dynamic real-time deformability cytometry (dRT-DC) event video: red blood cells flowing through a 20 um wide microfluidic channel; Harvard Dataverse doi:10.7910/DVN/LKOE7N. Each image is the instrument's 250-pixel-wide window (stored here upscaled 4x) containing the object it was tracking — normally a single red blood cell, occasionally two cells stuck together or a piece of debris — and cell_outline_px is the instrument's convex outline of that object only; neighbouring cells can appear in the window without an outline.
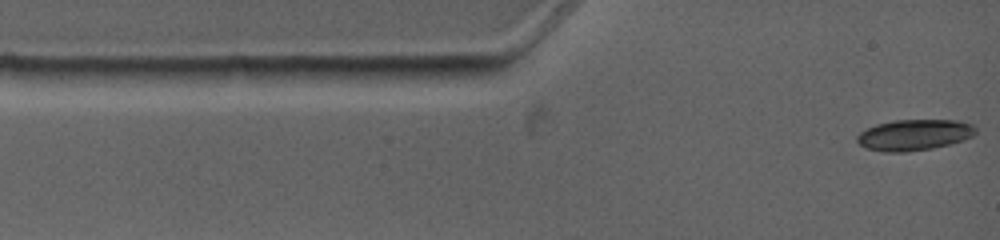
{"species": "common noctule bat (a hibernating species)", "species_latin": "Nyctalus noctula", "temperature_condition": "warm", "stored_images_in_passage": 6, "camera_frame_rate_fps": 4500, "um_per_image_px": 0.085, "animal": {"sex": "female", "body_mass_g": 19.0, "forearm_length_mm": 53.3}, "frame": {"image": 1, "passage_image": 1, "time_ms": 0.0, "image_size_px": [1000, 240], "cell_outline_px": [[976, 132], [972, 136], [948, 144], [932, 148], [904, 152], [884, 152], [868, 148], [860, 144], [856, 140], [856, 136], [860, 132], [876, 124], [896, 120], [960, 120], [972, 124], [976, 128]], "centroid_in_image_um": [77.7, 11.45], "position_along_channel_um": 7.3, "area_um2": 21.21}}
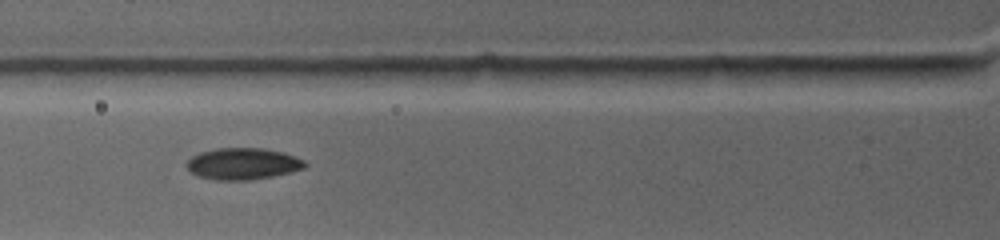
{"frame": {"image": 2, "passage_image": 5, "time_ms": 3.556, "image_size_px": [1000, 240], "cell_outline_px": [[308, 164], [304, 168], [272, 176], [248, 180], [216, 180], [200, 176], [192, 172], [188, 168], [188, 160], [192, 156], [200, 152], [216, 148], [260, 148], [284, 152], [304, 160]], "centroid_in_image_um": [20.66, 13.91], "position_along_channel_um": 105.1, "area_um2": 21.5}}
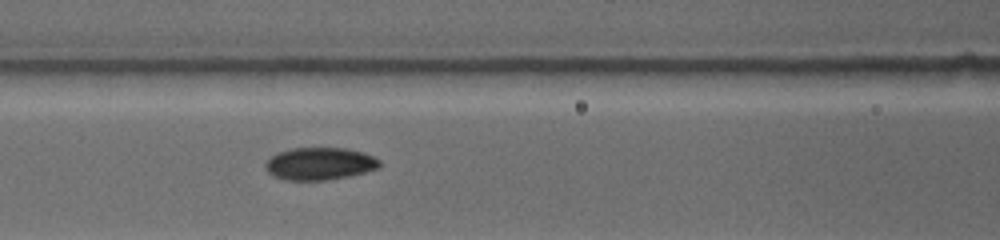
{"frame": {"image": 3, "passage_image": 6, "time_ms": 4.444, "image_size_px": [1000, 240], "cell_outline_px": [[380, 168], [348, 176], [328, 180], [284, 180], [272, 176], [264, 168], [264, 164], [276, 152], [292, 148], [348, 148], [364, 152], [380, 160]], "centroid_in_image_um": [27.15, 13.91], "position_along_channel_um": 139.4, "area_um2": 21.79}}